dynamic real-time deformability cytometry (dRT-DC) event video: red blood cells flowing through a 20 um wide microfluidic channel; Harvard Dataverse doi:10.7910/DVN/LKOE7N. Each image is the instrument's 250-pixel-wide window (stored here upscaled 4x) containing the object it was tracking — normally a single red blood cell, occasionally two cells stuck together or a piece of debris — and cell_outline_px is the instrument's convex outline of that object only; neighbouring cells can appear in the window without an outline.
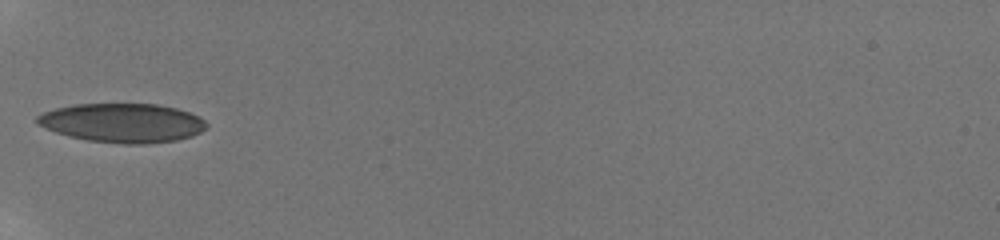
{"species": "human", "species_latin": "Homo sapiens", "temperature_condition": "room temperature", "stored_images_in_passage": 34, "camera_frame_rate_fps": 3000, "um_per_image_px": 0.085, "donor": {"sex": "male"}, "frame": {"image": 1, "passage_image": 1, "time_ms": 0.0, "image_size_px": [1000, 240], "cell_outline_px": [[208, 128], [192, 136], [176, 140], [144, 144], [124, 144], [88, 140], [68, 136], [56, 132], [36, 124], [36, 116], [44, 112], [56, 108], [76, 104], [156, 104], [176, 108], [200, 116], [208, 124]], "centroid_in_image_um": [10.43, 10.44], "position_along_channel_um": 74.6, "area_um2": 38.61}}
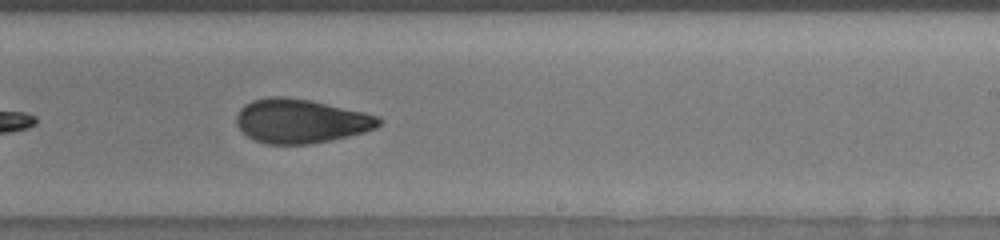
{"frame": {"image": 2, "passage_image": 16, "time_ms": 5.0, "image_size_px": [1000, 240], "cell_outline_px": [[384, 120], [376, 128], [364, 132], [332, 140], [312, 144], [264, 144], [248, 136], [236, 124], [236, 116], [240, 108], [244, 104], [252, 100], [268, 96], [284, 96], [312, 100], [364, 112], [380, 116]], "centroid_in_image_um": [25.58, 10.28], "position_along_channel_um": 263.4, "area_um2": 36.93}}
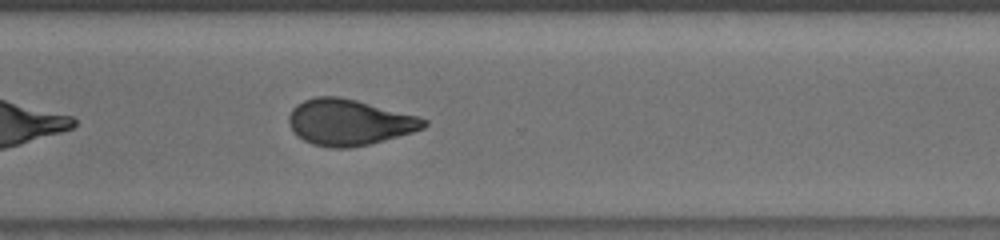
{"frame": {"image": 3, "passage_image": 22, "time_ms": 7.0, "image_size_px": [1000, 240], "cell_outline_px": [[428, 124], [424, 128], [412, 132], [368, 144], [348, 148], [332, 148], [312, 144], [296, 136], [288, 124], [288, 116], [292, 108], [296, 104], [304, 100], [316, 96], [340, 96], [356, 100], [416, 116], [428, 120]], "centroid_in_image_um": [29.62, 10.39], "position_along_channel_um": 341.0, "area_um2": 36.07}, "authors_computed_cell_mechanics": {"area_um2": 36.1539, "velocity_mm_per_s": 3.8789, "shape_relaxation_time_tau1_ms": null, "shape_relaxation_time_tau2_ms": 1.5461, "deformation_change_tau1": null, "deformation_change_tau2": 0.0811}}